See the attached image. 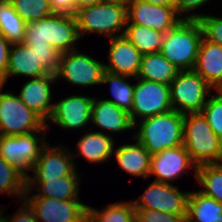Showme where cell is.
Listing matches in <instances>:
<instances>
[{"mask_svg":"<svg viewBox=\"0 0 222 222\" xmlns=\"http://www.w3.org/2000/svg\"><path fill=\"white\" fill-rule=\"evenodd\" d=\"M80 41L75 15L53 13L26 26V45H51L60 53L78 49Z\"/></svg>","mask_w":222,"mask_h":222,"instance_id":"1","label":"cell"},{"mask_svg":"<svg viewBox=\"0 0 222 222\" xmlns=\"http://www.w3.org/2000/svg\"><path fill=\"white\" fill-rule=\"evenodd\" d=\"M184 115L170 110L134 124L133 137L153 155L183 144Z\"/></svg>","mask_w":222,"mask_h":222,"instance_id":"2","label":"cell"},{"mask_svg":"<svg viewBox=\"0 0 222 222\" xmlns=\"http://www.w3.org/2000/svg\"><path fill=\"white\" fill-rule=\"evenodd\" d=\"M75 17L81 40L88 34H99L108 39L122 36L127 23V3L122 0H105L78 10Z\"/></svg>","mask_w":222,"mask_h":222,"instance_id":"3","label":"cell"},{"mask_svg":"<svg viewBox=\"0 0 222 222\" xmlns=\"http://www.w3.org/2000/svg\"><path fill=\"white\" fill-rule=\"evenodd\" d=\"M202 38L198 20L182 19L164 34L160 53L180 71L193 70Z\"/></svg>","mask_w":222,"mask_h":222,"instance_id":"4","label":"cell"},{"mask_svg":"<svg viewBox=\"0 0 222 222\" xmlns=\"http://www.w3.org/2000/svg\"><path fill=\"white\" fill-rule=\"evenodd\" d=\"M183 132V145L197 167L222 163V140L213 133L202 113L184 115Z\"/></svg>","mask_w":222,"mask_h":222,"instance_id":"5","label":"cell"},{"mask_svg":"<svg viewBox=\"0 0 222 222\" xmlns=\"http://www.w3.org/2000/svg\"><path fill=\"white\" fill-rule=\"evenodd\" d=\"M169 89L172 109L183 115L201 113L214 90L194 70L179 71Z\"/></svg>","mask_w":222,"mask_h":222,"instance_id":"6","label":"cell"},{"mask_svg":"<svg viewBox=\"0 0 222 222\" xmlns=\"http://www.w3.org/2000/svg\"><path fill=\"white\" fill-rule=\"evenodd\" d=\"M48 133L45 126L41 131L18 136L0 135V156L27 176L48 143L46 139Z\"/></svg>","mask_w":222,"mask_h":222,"instance_id":"7","label":"cell"},{"mask_svg":"<svg viewBox=\"0 0 222 222\" xmlns=\"http://www.w3.org/2000/svg\"><path fill=\"white\" fill-rule=\"evenodd\" d=\"M0 84V135L18 136L41 131L45 122L11 91Z\"/></svg>","mask_w":222,"mask_h":222,"instance_id":"8","label":"cell"},{"mask_svg":"<svg viewBox=\"0 0 222 222\" xmlns=\"http://www.w3.org/2000/svg\"><path fill=\"white\" fill-rule=\"evenodd\" d=\"M104 72L103 62L76 49L61 55L59 70L55 75L57 82L65 80L73 87L88 88L102 85Z\"/></svg>","mask_w":222,"mask_h":222,"instance_id":"9","label":"cell"},{"mask_svg":"<svg viewBox=\"0 0 222 222\" xmlns=\"http://www.w3.org/2000/svg\"><path fill=\"white\" fill-rule=\"evenodd\" d=\"M135 81L133 105L130 112L133 124L138 118L140 121L172 110L169 85L139 78Z\"/></svg>","mask_w":222,"mask_h":222,"instance_id":"10","label":"cell"},{"mask_svg":"<svg viewBox=\"0 0 222 222\" xmlns=\"http://www.w3.org/2000/svg\"><path fill=\"white\" fill-rule=\"evenodd\" d=\"M189 193L190 191H182L174 184L153 180L132 202L135 209H153L174 215H186Z\"/></svg>","mask_w":222,"mask_h":222,"instance_id":"11","label":"cell"},{"mask_svg":"<svg viewBox=\"0 0 222 222\" xmlns=\"http://www.w3.org/2000/svg\"><path fill=\"white\" fill-rule=\"evenodd\" d=\"M23 199L32 208L37 222H83L88 217V204L81 200L29 196Z\"/></svg>","mask_w":222,"mask_h":222,"instance_id":"12","label":"cell"},{"mask_svg":"<svg viewBox=\"0 0 222 222\" xmlns=\"http://www.w3.org/2000/svg\"><path fill=\"white\" fill-rule=\"evenodd\" d=\"M93 97L74 94L53 103V110L45 126L49 130L50 124H57L63 130L79 131L91 123Z\"/></svg>","mask_w":222,"mask_h":222,"instance_id":"13","label":"cell"},{"mask_svg":"<svg viewBox=\"0 0 222 222\" xmlns=\"http://www.w3.org/2000/svg\"><path fill=\"white\" fill-rule=\"evenodd\" d=\"M47 143L41 151L37 163L28 174L27 181H48L73 175L78 170V164L72 157L69 147L61 144ZM55 146V147H54Z\"/></svg>","mask_w":222,"mask_h":222,"instance_id":"14","label":"cell"},{"mask_svg":"<svg viewBox=\"0 0 222 222\" xmlns=\"http://www.w3.org/2000/svg\"><path fill=\"white\" fill-rule=\"evenodd\" d=\"M126 3V24L146 26L165 34L182 20L172 7L154 5L143 0H129Z\"/></svg>","mask_w":222,"mask_h":222,"instance_id":"15","label":"cell"},{"mask_svg":"<svg viewBox=\"0 0 222 222\" xmlns=\"http://www.w3.org/2000/svg\"><path fill=\"white\" fill-rule=\"evenodd\" d=\"M191 169H194L196 181L197 166L192 162L189 152L182 144L151 155L148 179L153 175L156 177L154 181L173 184V181L182 178L183 174L188 173Z\"/></svg>","mask_w":222,"mask_h":222,"instance_id":"16","label":"cell"},{"mask_svg":"<svg viewBox=\"0 0 222 222\" xmlns=\"http://www.w3.org/2000/svg\"><path fill=\"white\" fill-rule=\"evenodd\" d=\"M54 83H57L55 74H48L41 77L29 78L18 93L21 101L45 123L53 110L52 95ZM52 88V89H51Z\"/></svg>","mask_w":222,"mask_h":222,"instance_id":"17","label":"cell"},{"mask_svg":"<svg viewBox=\"0 0 222 222\" xmlns=\"http://www.w3.org/2000/svg\"><path fill=\"white\" fill-rule=\"evenodd\" d=\"M108 62L104 63L105 71L137 78L142 54L125 35L110 38Z\"/></svg>","mask_w":222,"mask_h":222,"instance_id":"18","label":"cell"},{"mask_svg":"<svg viewBox=\"0 0 222 222\" xmlns=\"http://www.w3.org/2000/svg\"><path fill=\"white\" fill-rule=\"evenodd\" d=\"M91 123L92 127L90 129L101 128L98 129V132L106 134L107 131L106 135L110 137H113V133L134 130L129 112L117 107L105 98L100 99L97 96L93 97Z\"/></svg>","mask_w":222,"mask_h":222,"instance_id":"19","label":"cell"},{"mask_svg":"<svg viewBox=\"0 0 222 222\" xmlns=\"http://www.w3.org/2000/svg\"><path fill=\"white\" fill-rule=\"evenodd\" d=\"M77 141V144H75L77 145L75 146L76 153L73 150L71 151L74 160L83 157L88 163L93 164H103L109 161L110 158L112 160L114 147H116L115 138L89 128L88 132L82 134Z\"/></svg>","mask_w":222,"mask_h":222,"instance_id":"20","label":"cell"},{"mask_svg":"<svg viewBox=\"0 0 222 222\" xmlns=\"http://www.w3.org/2000/svg\"><path fill=\"white\" fill-rule=\"evenodd\" d=\"M79 176V172L76 171L73 175L64 176L58 179L48 181H27V191L24 196L49 197L63 201L81 200L79 197L81 178ZM33 190H35L36 193L31 196Z\"/></svg>","mask_w":222,"mask_h":222,"instance_id":"21","label":"cell"},{"mask_svg":"<svg viewBox=\"0 0 222 222\" xmlns=\"http://www.w3.org/2000/svg\"><path fill=\"white\" fill-rule=\"evenodd\" d=\"M133 143H125L114 149V160L120 169L135 177L148 179L150 173L151 154L133 135Z\"/></svg>","mask_w":222,"mask_h":222,"instance_id":"22","label":"cell"},{"mask_svg":"<svg viewBox=\"0 0 222 222\" xmlns=\"http://www.w3.org/2000/svg\"><path fill=\"white\" fill-rule=\"evenodd\" d=\"M48 74L50 73L41 64L33 49L25 43H15L11 45L6 77L1 84L5 85L12 76L36 78Z\"/></svg>","mask_w":222,"mask_h":222,"instance_id":"23","label":"cell"},{"mask_svg":"<svg viewBox=\"0 0 222 222\" xmlns=\"http://www.w3.org/2000/svg\"><path fill=\"white\" fill-rule=\"evenodd\" d=\"M193 70L216 91L222 84V46L202 38Z\"/></svg>","mask_w":222,"mask_h":222,"instance_id":"24","label":"cell"},{"mask_svg":"<svg viewBox=\"0 0 222 222\" xmlns=\"http://www.w3.org/2000/svg\"><path fill=\"white\" fill-rule=\"evenodd\" d=\"M180 70L160 52L143 54L137 78L169 85Z\"/></svg>","mask_w":222,"mask_h":222,"instance_id":"25","label":"cell"},{"mask_svg":"<svg viewBox=\"0 0 222 222\" xmlns=\"http://www.w3.org/2000/svg\"><path fill=\"white\" fill-rule=\"evenodd\" d=\"M186 222H222V204L198 190L190 191Z\"/></svg>","mask_w":222,"mask_h":222,"instance_id":"26","label":"cell"},{"mask_svg":"<svg viewBox=\"0 0 222 222\" xmlns=\"http://www.w3.org/2000/svg\"><path fill=\"white\" fill-rule=\"evenodd\" d=\"M130 79H136L134 77L125 76V75H117L112 74L107 71L103 73V78L101 84L109 85L110 98H106L105 100L110 101L117 107L131 112V108L133 105V97H134V88L135 84L129 83Z\"/></svg>","mask_w":222,"mask_h":222,"instance_id":"27","label":"cell"},{"mask_svg":"<svg viewBox=\"0 0 222 222\" xmlns=\"http://www.w3.org/2000/svg\"><path fill=\"white\" fill-rule=\"evenodd\" d=\"M26 26L10 0H0V35L11 44L24 43Z\"/></svg>","mask_w":222,"mask_h":222,"instance_id":"28","label":"cell"},{"mask_svg":"<svg viewBox=\"0 0 222 222\" xmlns=\"http://www.w3.org/2000/svg\"><path fill=\"white\" fill-rule=\"evenodd\" d=\"M124 35L143 54L161 50L164 33L136 24H126Z\"/></svg>","mask_w":222,"mask_h":222,"instance_id":"29","label":"cell"},{"mask_svg":"<svg viewBox=\"0 0 222 222\" xmlns=\"http://www.w3.org/2000/svg\"><path fill=\"white\" fill-rule=\"evenodd\" d=\"M26 191V175L0 156V194L21 200Z\"/></svg>","mask_w":222,"mask_h":222,"instance_id":"30","label":"cell"},{"mask_svg":"<svg viewBox=\"0 0 222 222\" xmlns=\"http://www.w3.org/2000/svg\"><path fill=\"white\" fill-rule=\"evenodd\" d=\"M88 218L90 222H136L132 200L109 203L103 210L88 206Z\"/></svg>","mask_w":222,"mask_h":222,"instance_id":"31","label":"cell"},{"mask_svg":"<svg viewBox=\"0 0 222 222\" xmlns=\"http://www.w3.org/2000/svg\"><path fill=\"white\" fill-rule=\"evenodd\" d=\"M196 183L202 187L201 193L222 204V163L198 166Z\"/></svg>","mask_w":222,"mask_h":222,"instance_id":"32","label":"cell"},{"mask_svg":"<svg viewBox=\"0 0 222 222\" xmlns=\"http://www.w3.org/2000/svg\"><path fill=\"white\" fill-rule=\"evenodd\" d=\"M14 10L26 22H34L54 13L49 0H10Z\"/></svg>","mask_w":222,"mask_h":222,"instance_id":"33","label":"cell"},{"mask_svg":"<svg viewBox=\"0 0 222 222\" xmlns=\"http://www.w3.org/2000/svg\"><path fill=\"white\" fill-rule=\"evenodd\" d=\"M211 94L202 109L213 133L222 140V96L217 92Z\"/></svg>","mask_w":222,"mask_h":222,"instance_id":"34","label":"cell"},{"mask_svg":"<svg viewBox=\"0 0 222 222\" xmlns=\"http://www.w3.org/2000/svg\"><path fill=\"white\" fill-rule=\"evenodd\" d=\"M197 19L200 23L203 38L211 43L222 46V17L212 14H204Z\"/></svg>","mask_w":222,"mask_h":222,"instance_id":"35","label":"cell"},{"mask_svg":"<svg viewBox=\"0 0 222 222\" xmlns=\"http://www.w3.org/2000/svg\"><path fill=\"white\" fill-rule=\"evenodd\" d=\"M33 49L44 68L52 74L59 70L62 53L54 49L51 45H27Z\"/></svg>","mask_w":222,"mask_h":222,"instance_id":"36","label":"cell"},{"mask_svg":"<svg viewBox=\"0 0 222 222\" xmlns=\"http://www.w3.org/2000/svg\"><path fill=\"white\" fill-rule=\"evenodd\" d=\"M136 222H186V215H174L153 209H135Z\"/></svg>","mask_w":222,"mask_h":222,"instance_id":"37","label":"cell"},{"mask_svg":"<svg viewBox=\"0 0 222 222\" xmlns=\"http://www.w3.org/2000/svg\"><path fill=\"white\" fill-rule=\"evenodd\" d=\"M208 2L210 0H177L176 11L182 19L197 20L202 16L197 12L198 9L200 10Z\"/></svg>","mask_w":222,"mask_h":222,"instance_id":"38","label":"cell"},{"mask_svg":"<svg viewBox=\"0 0 222 222\" xmlns=\"http://www.w3.org/2000/svg\"><path fill=\"white\" fill-rule=\"evenodd\" d=\"M18 201H20L21 206L17 208V212L12 216L4 215L3 211L5 210L3 209L6 207L0 205V222H37L30 205L24 199Z\"/></svg>","mask_w":222,"mask_h":222,"instance_id":"39","label":"cell"},{"mask_svg":"<svg viewBox=\"0 0 222 222\" xmlns=\"http://www.w3.org/2000/svg\"><path fill=\"white\" fill-rule=\"evenodd\" d=\"M11 45L5 37L0 35V84L6 77Z\"/></svg>","mask_w":222,"mask_h":222,"instance_id":"40","label":"cell"},{"mask_svg":"<svg viewBox=\"0 0 222 222\" xmlns=\"http://www.w3.org/2000/svg\"><path fill=\"white\" fill-rule=\"evenodd\" d=\"M55 13L74 15V0H49Z\"/></svg>","mask_w":222,"mask_h":222,"instance_id":"41","label":"cell"},{"mask_svg":"<svg viewBox=\"0 0 222 222\" xmlns=\"http://www.w3.org/2000/svg\"><path fill=\"white\" fill-rule=\"evenodd\" d=\"M104 1L105 0H74V15L78 10L84 7L96 5Z\"/></svg>","mask_w":222,"mask_h":222,"instance_id":"42","label":"cell"},{"mask_svg":"<svg viewBox=\"0 0 222 222\" xmlns=\"http://www.w3.org/2000/svg\"><path fill=\"white\" fill-rule=\"evenodd\" d=\"M150 4L172 7L176 9L177 0H143Z\"/></svg>","mask_w":222,"mask_h":222,"instance_id":"43","label":"cell"},{"mask_svg":"<svg viewBox=\"0 0 222 222\" xmlns=\"http://www.w3.org/2000/svg\"><path fill=\"white\" fill-rule=\"evenodd\" d=\"M222 96V84L216 90Z\"/></svg>","mask_w":222,"mask_h":222,"instance_id":"44","label":"cell"},{"mask_svg":"<svg viewBox=\"0 0 222 222\" xmlns=\"http://www.w3.org/2000/svg\"><path fill=\"white\" fill-rule=\"evenodd\" d=\"M83 222H90L89 218L87 217Z\"/></svg>","mask_w":222,"mask_h":222,"instance_id":"45","label":"cell"}]
</instances>
